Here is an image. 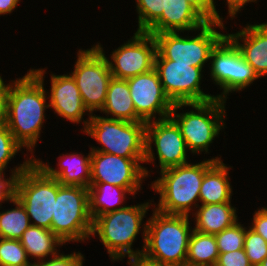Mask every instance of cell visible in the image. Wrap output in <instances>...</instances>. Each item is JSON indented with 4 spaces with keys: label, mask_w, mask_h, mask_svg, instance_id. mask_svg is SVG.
<instances>
[{
    "label": "cell",
    "mask_w": 267,
    "mask_h": 266,
    "mask_svg": "<svg viewBox=\"0 0 267 266\" xmlns=\"http://www.w3.org/2000/svg\"><path fill=\"white\" fill-rule=\"evenodd\" d=\"M45 69H29L21 78L6 84L4 121L14 139L33 153L49 108L44 89Z\"/></svg>",
    "instance_id": "6da1fadb"
},
{
    "label": "cell",
    "mask_w": 267,
    "mask_h": 266,
    "mask_svg": "<svg viewBox=\"0 0 267 266\" xmlns=\"http://www.w3.org/2000/svg\"><path fill=\"white\" fill-rule=\"evenodd\" d=\"M216 161H221V157L160 171L161 177L152 181L150 185L152 190L160 195L158 204H153L155 209L169 215H191L190 211H195L199 206L204 174Z\"/></svg>",
    "instance_id": "7a4b0ae2"
},
{
    "label": "cell",
    "mask_w": 267,
    "mask_h": 266,
    "mask_svg": "<svg viewBox=\"0 0 267 266\" xmlns=\"http://www.w3.org/2000/svg\"><path fill=\"white\" fill-rule=\"evenodd\" d=\"M137 205L126 206L113 212L98 216L93 220L91 237H98L111 261H122L123 258L134 257L143 253L146 242L147 223H143L152 200ZM151 205V206H150ZM144 224V225H142ZM143 226V227H142ZM143 230H142V229ZM143 231V248L134 250L133 243L140 231Z\"/></svg>",
    "instance_id": "3957f363"
},
{
    "label": "cell",
    "mask_w": 267,
    "mask_h": 266,
    "mask_svg": "<svg viewBox=\"0 0 267 266\" xmlns=\"http://www.w3.org/2000/svg\"><path fill=\"white\" fill-rule=\"evenodd\" d=\"M147 220L146 242L142 255L168 266H185L189 239L193 232L190 216L169 215L152 209Z\"/></svg>",
    "instance_id": "277c9868"
},
{
    "label": "cell",
    "mask_w": 267,
    "mask_h": 266,
    "mask_svg": "<svg viewBox=\"0 0 267 266\" xmlns=\"http://www.w3.org/2000/svg\"><path fill=\"white\" fill-rule=\"evenodd\" d=\"M83 124L81 131L102 145L90 147L91 151L124 158H145L146 122L116 120L92 113L87 120L83 119Z\"/></svg>",
    "instance_id": "5b68a950"
},
{
    "label": "cell",
    "mask_w": 267,
    "mask_h": 266,
    "mask_svg": "<svg viewBox=\"0 0 267 266\" xmlns=\"http://www.w3.org/2000/svg\"><path fill=\"white\" fill-rule=\"evenodd\" d=\"M225 103V100L215 98L207 102L174 104L170 117L179 126L186 147L192 154L209 153L208 147L225 127ZM183 106L192 109L176 113Z\"/></svg>",
    "instance_id": "8992f818"
},
{
    "label": "cell",
    "mask_w": 267,
    "mask_h": 266,
    "mask_svg": "<svg viewBox=\"0 0 267 266\" xmlns=\"http://www.w3.org/2000/svg\"><path fill=\"white\" fill-rule=\"evenodd\" d=\"M217 28L225 29L223 21H209L197 30V35L191 37L180 36L178 32L153 35L157 45L155 60H173L203 69L204 64L210 61L213 48L226 35Z\"/></svg>",
    "instance_id": "52a82bcc"
},
{
    "label": "cell",
    "mask_w": 267,
    "mask_h": 266,
    "mask_svg": "<svg viewBox=\"0 0 267 266\" xmlns=\"http://www.w3.org/2000/svg\"><path fill=\"white\" fill-rule=\"evenodd\" d=\"M52 216L51 231L64 243L90 240L93 220L88 188L61 185Z\"/></svg>",
    "instance_id": "ba28073f"
},
{
    "label": "cell",
    "mask_w": 267,
    "mask_h": 266,
    "mask_svg": "<svg viewBox=\"0 0 267 266\" xmlns=\"http://www.w3.org/2000/svg\"><path fill=\"white\" fill-rule=\"evenodd\" d=\"M61 184L34 161L17 177L15 197L22 203L31 225L51 230L57 191Z\"/></svg>",
    "instance_id": "9c48e42d"
},
{
    "label": "cell",
    "mask_w": 267,
    "mask_h": 266,
    "mask_svg": "<svg viewBox=\"0 0 267 266\" xmlns=\"http://www.w3.org/2000/svg\"><path fill=\"white\" fill-rule=\"evenodd\" d=\"M100 43L90 49H79L74 71L70 74L75 79L88 116L104 107L109 81L112 74Z\"/></svg>",
    "instance_id": "30bf717a"
},
{
    "label": "cell",
    "mask_w": 267,
    "mask_h": 266,
    "mask_svg": "<svg viewBox=\"0 0 267 266\" xmlns=\"http://www.w3.org/2000/svg\"><path fill=\"white\" fill-rule=\"evenodd\" d=\"M209 64L211 80L223 90L216 98L225 101L229 92L243 91L259 78L227 35L211 51Z\"/></svg>",
    "instance_id": "8fae6325"
},
{
    "label": "cell",
    "mask_w": 267,
    "mask_h": 266,
    "mask_svg": "<svg viewBox=\"0 0 267 266\" xmlns=\"http://www.w3.org/2000/svg\"><path fill=\"white\" fill-rule=\"evenodd\" d=\"M154 68L165 94L173 104L207 102L216 98L201 89L202 68L173 60H155Z\"/></svg>",
    "instance_id": "7c38bea8"
},
{
    "label": "cell",
    "mask_w": 267,
    "mask_h": 266,
    "mask_svg": "<svg viewBox=\"0 0 267 266\" xmlns=\"http://www.w3.org/2000/svg\"><path fill=\"white\" fill-rule=\"evenodd\" d=\"M145 158H124L91 151V183H108L126 188L132 196L142 190L150 171L141 166ZM149 173V174H148Z\"/></svg>",
    "instance_id": "4fadbf2b"
},
{
    "label": "cell",
    "mask_w": 267,
    "mask_h": 266,
    "mask_svg": "<svg viewBox=\"0 0 267 266\" xmlns=\"http://www.w3.org/2000/svg\"><path fill=\"white\" fill-rule=\"evenodd\" d=\"M152 143L156 148L160 171L188 163L185 140L179 126L171 117L146 123L145 163L156 160Z\"/></svg>",
    "instance_id": "5bb4252c"
},
{
    "label": "cell",
    "mask_w": 267,
    "mask_h": 266,
    "mask_svg": "<svg viewBox=\"0 0 267 266\" xmlns=\"http://www.w3.org/2000/svg\"><path fill=\"white\" fill-rule=\"evenodd\" d=\"M157 45L153 35L136 31L133 37L112 51L108 59L113 78L128 79L154 68Z\"/></svg>",
    "instance_id": "9a60e30c"
},
{
    "label": "cell",
    "mask_w": 267,
    "mask_h": 266,
    "mask_svg": "<svg viewBox=\"0 0 267 266\" xmlns=\"http://www.w3.org/2000/svg\"><path fill=\"white\" fill-rule=\"evenodd\" d=\"M126 80L136 114L144 122L170 117L174 104L165 94L155 68Z\"/></svg>",
    "instance_id": "2e32d148"
},
{
    "label": "cell",
    "mask_w": 267,
    "mask_h": 266,
    "mask_svg": "<svg viewBox=\"0 0 267 266\" xmlns=\"http://www.w3.org/2000/svg\"><path fill=\"white\" fill-rule=\"evenodd\" d=\"M51 88L48 95L49 106L54 113L66 120L80 124L86 112H89L81 98L80 91L72 75L51 74Z\"/></svg>",
    "instance_id": "e0dca14e"
},
{
    "label": "cell",
    "mask_w": 267,
    "mask_h": 266,
    "mask_svg": "<svg viewBox=\"0 0 267 266\" xmlns=\"http://www.w3.org/2000/svg\"><path fill=\"white\" fill-rule=\"evenodd\" d=\"M209 22L187 0H166L162 15L145 31L151 35L163 32H196Z\"/></svg>",
    "instance_id": "ac0fdd59"
},
{
    "label": "cell",
    "mask_w": 267,
    "mask_h": 266,
    "mask_svg": "<svg viewBox=\"0 0 267 266\" xmlns=\"http://www.w3.org/2000/svg\"><path fill=\"white\" fill-rule=\"evenodd\" d=\"M226 35L235 43L244 60L253 67L258 77L266 76L267 22L254 25L246 24L239 32Z\"/></svg>",
    "instance_id": "d6986e66"
},
{
    "label": "cell",
    "mask_w": 267,
    "mask_h": 266,
    "mask_svg": "<svg viewBox=\"0 0 267 266\" xmlns=\"http://www.w3.org/2000/svg\"><path fill=\"white\" fill-rule=\"evenodd\" d=\"M33 161L49 176L61 185L82 186L88 188L91 183V149L87 156L82 153H69L59 156L57 169L44 163L41 159Z\"/></svg>",
    "instance_id": "ffe728a7"
},
{
    "label": "cell",
    "mask_w": 267,
    "mask_h": 266,
    "mask_svg": "<svg viewBox=\"0 0 267 266\" xmlns=\"http://www.w3.org/2000/svg\"><path fill=\"white\" fill-rule=\"evenodd\" d=\"M197 208L192 212V217L195 216L193 230L197 232L216 235L238 222L237 208L231 202L199 205Z\"/></svg>",
    "instance_id": "44dd1931"
},
{
    "label": "cell",
    "mask_w": 267,
    "mask_h": 266,
    "mask_svg": "<svg viewBox=\"0 0 267 266\" xmlns=\"http://www.w3.org/2000/svg\"><path fill=\"white\" fill-rule=\"evenodd\" d=\"M229 168L221 160L205 172L199 193L201 205L231 202L233 191Z\"/></svg>",
    "instance_id": "7402d4cb"
},
{
    "label": "cell",
    "mask_w": 267,
    "mask_h": 266,
    "mask_svg": "<svg viewBox=\"0 0 267 266\" xmlns=\"http://www.w3.org/2000/svg\"><path fill=\"white\" fill-rule=\"evenodd\" d=\"M101 112L109 118L129 122H144L134 109L127 80L113 78L109 81L104 107ZM112 115V116H111Z\"/></svg>",
    "instance_id": "603a6c76"
},
{
    "label": "cell",
    "mask_w": 267,
    "mask_h": 266,
    "mask_svg": "<svg viewBox=\"0 0 267 266\" xmlns=\"http://www.w3.org/2000/svg\"><path fill=\"white\" fill-rule=\"evenodd\" d=\"M88 191L89 212L92 220L106 213L125 208L126 205L124 206L123 203L127 199V193L132 195L126 188L108 183H90ZM121 204L123 206H120Z\"/></svg>",
    "instance_id": "cb8c5ba5"
},
{
    "label": "cell",
    "mask_w": 267,
    "mask_h": 266,
    "mask_svg": "<svg viewBox=\"0 0 267 266\" xmlns=\"http://www.w3.org/2000/svg\"><path fill=\"white\" fill-rule=\"evenodd\" d=\"M19 240L28 258L31 256L36 261L55 256L60 251L57 248L65 245L51 230L34 225H30Z\"/></svg>",
    "instance_id": "d4e9b609"
},
{
    "label": "cell",
    "mask_w": 267,
    "mask_h": 266,
    "mask_svg": "<svg viewBox=\"0 0 267 266\" xmlns=\"http://www.w3.org/2000/svg\"><path fill=\"white\" fill-rule=\"evenodd\" d=\"M218 258L215 235L193 230L189 239L186 266H216Z\"/></svg>",
    "instance_id": "484cf974"
},
{
    "label": "cell",
    "mask_w": 267,
    "mask_h": 266,
    "mask_svg": "<svg viewBox=\"0 0 267 266\" xmlns=\"http://www.w3.org/2000/svg\"><path fill=\"white\" fill-rule=\"evenodd\" d=\"M9 202L16 207L0 212V238L19 240L31 225L30 219L26 209L16 197Z\"/></svg>",
    "instance_id": "4316f807"
},
{
    "label": "cell",
    "mask_w": 267,
    "mask_h": 266,
    "mask_svg": "<svg viewBox=\"0 0 267 266\" xmlns=\"http://www.w3.org/2000/svg\"><path fill=\"white\" fill-rule=\"evenodd\" d=\"M20 240L0 238V266H32Z\"/></svg>",
    "instance_id": "83f0119b"
},
{
    "label": "cell",
    "mask_w": 267,
    "mask_h": 266,
    "mask_svg": "<svg viewBox=\"0 0 267 266\" xmlns=\"http://www.w3.org/2000/svg\"><path fill=\"white\" fill-rule=\"evenodd\" d=\"M219 253L240 250L244 247L245 227L240 222L215 235Z\"/></svg>",
    "instance_id": "f1b7e54d"
},
{
    "label": "cell",
    "mask_w": 267,
    "mask_h": 266,
    "mask_svg": "<svg viewBox=\"0 0 267 266\" xmlns=\"http://www.w3.org/2000/svg\"><path fill=\"white\" fill-rule=\"evenodd\" d=\"M138 13L137 31H146L161 15L165 9L166 0H136Z\"/></svg>",
    "instance_id": "f546056e"
},
{
    "label": "cell",
    "mask_w": 267,
    "mask_h": 266,
    "mask_svg": "<svg viewBox=\"0 0 267 266\" xmlns=\"http://www.w3.org/2000/svg\"><path fill=\"white\" fill-rule=\"evenodd\" d=\"M243 249L252 266H259L267 257V242L259 234L245 226V240Z\"/></svg>",
    "instance_id": "4dcf8cb0"
},
{
    "label": "cell",
    "mask_w": 267,
    "mask_h": 266,
    "mask_svg": "<svg viewBox=\"0 0 267 266\" xmlns=\"http://www.w3.org/2000/svg\"><path fill=\"white\" fill-rule=\"evenodd\" d=\"M23 148L15 139L8 127L0 124V170L5 171L9 161Z\"/></svg>",
    "instance_id": "1f68e13d"
},
{
    "label": "cell",
    "mask_w": 267,
    "mask_h": 266,
    "mask_svg": "<svg viewBox=\"0 0 267 266\" xmlns=\"http://www.w3.org/2000/svg\"><path fill=\"white\" fill-rule=\"evenodd\" d=\"M33 154L29 158L25 159L18 167L11 169V175L9 178H5V172L0 170V203L10 201L15 197L16 181L17 177L28 167L33 161Z\"/></svg>",
    "instance_id": "d6a6232c"
},
{
    "label": "cell",
    "mask_w": 267,
    "mask_h": 266,
    "mask_svg": "<svg viewBox=\"0 0 267 266\" xmlns=\"http://www.w3.org/2000/svg\"><path fill=\"white\" fill-rule=\"evenodd\" d=\"M84 258L81 252H72L66 255L58 252L55 256H52L51 259L47 258V260L34 261L32 266H83Z\"/></svg>",
    "instance_id": "836d02e7"
},
{
    "label": "cell",
    "mask_w": 267,
    "mask_h": 266,
    "mask_svg": "<svg viewBox=\"0 0 267 266\" xmlns=\"http://www.w3.org/2000/svg\"><path fill=\"white\" fill-rule=\"evenodd\" d=\"M216 266H252L244 249L219 253Z\"/></svg>",
    "instance_id": "e575fe53"
},
{
    "label": "cell",
    "mask_w": 267,
    "mask_h": 266,
    "mask_svg": "<svg viewBox=\"0 0 267 266\" xmlns=\"http://www.w3.org/2000/svg\"><path fill=\"white\" fill-rule=\"evenodd\" d=\"M252 225L249 226L255 233L261 235L267 242V208L257 209L253 215Z\"/></svg>",
    "instance_id": "d590c367"
},
{
    "label": "cell",
    "mask_w": 267,
    "mask_h": 266,
    "mask_svg": "<svg viewBox=\"0 0 267 266\" xmlns=\"http://www.w3.org/2000/svg\"><path fill=\"white\" fill-rule=\"evenodd\" d=\"M192 4L208 21H223V17L216 14L212 0H187Z\"/></svg>",
    "instance_id": "8d00e7d4"
},
{
    "label": "cell",
    "mask_w": 267,
    "mask_h": 266,
    "mask_svg": "<svg viewBox=\"0 0 267 266\" xmlns=\"http://www.w3.org/2000/svg\"><path fill=\"white\" fill-rule=\"evenodd\" d=\"M255 1L257 2V0H226L229 17H231V19L233 20V18L237 16L236 14L244 7V5H247L246 3H251ZM215 3L216 2L212 0L214 11L216 14H218Z\"/></svg>",
    "instance_id": "74e56055"
},
{
    "label": "cell",
    "mask_w": 267,
    "mask_h": 266,
    "mask_svg": "<svg viewBox=\"0 0 267 266\" xmlns=\"http://www.w3.org/2000/svg\"><path fill=\"white\" fill-rule=\"evenodd\" d=\"M128 259L129 260L127 261V263L130 266H168V265H164L159 262L150 260L142 254L138 256L130 257Z\"/></svg>",
    "instance_id": "f35d334b"
},
{
    "label": "cell",
    "mask_w": 267,
    "mask_h": 266,
    "mask_svg": "<svg viewBox=\"0 0 267 266\" xmlns=\"http://www.w3.org/2000/svg\"><path fill=\"white\" fill-rule=\"evenodd\" d=\"M20 0H0V16L12 13Z\"/></svg>",
    "instance_id": "ab89813d"
},
{
    "label": "cell",
    "mask_w": 267,
    "mask_h": 266,
    "mask_svg": "<svg viewBox=\"0 0 267 266\" xmlns=\"http://www.w3.org/2000/svg\"><path fill=\"white\" fill-rule=\"evenodd\" d=\"M5 95H6V83L0 77V124L4 121V108H5Z\"/></svg>",
    "instance_id": "60d3db41"
},
{
    "label": "cell",
    "mask_w": 267,
    "mask_h": 266,
    "mask_svg": "<svg viewBox=\"0 0 267 266\" xmlns=\"http://www.w3.org/2000/svg\"><path fill=\"white\" fill-rule=\"evenodd\" d=\"M259 266H267V257L261 262Z\"/></svg>",
    "instance_id": "b9f144b4"
}]
</instances>
